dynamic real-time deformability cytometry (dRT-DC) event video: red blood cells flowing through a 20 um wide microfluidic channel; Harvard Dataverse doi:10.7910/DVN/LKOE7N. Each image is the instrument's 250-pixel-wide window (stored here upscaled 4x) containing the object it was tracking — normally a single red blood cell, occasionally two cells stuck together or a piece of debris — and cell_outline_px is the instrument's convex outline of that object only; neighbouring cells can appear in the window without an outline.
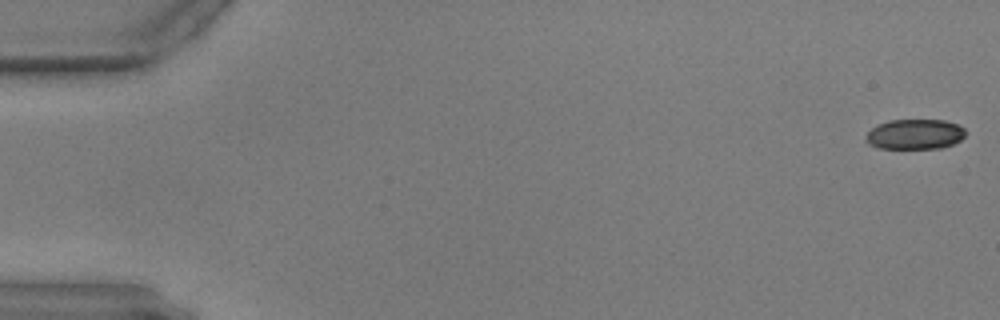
{"species": "common noctule bat (a hibernating species)", "species_latin": "Nyctalus noctula", "temperature_condition": "warm", "stored_images_in_passage": 45, "camera_frame_rate_fps": 3000, "um_per_image_px": 0.085, "animal": {"sex": "male", "body_mass_g": 17.9, "forearm_length_mm": 54.2}, "frame": {"image": 1, "passage_image": 1, "time_ms": 0.0, "image_size_px": [1000, 320], "cell_outline_px": [[964, 136], [960, 140], [952, 144], [940, 148], [876, 148], [868, 144], [864, 140], [864, 136], [876, 124], [888, 120], [944, 120], [960, 124], [964, 128]], "centroid_in_image_um": [77.72, 11.4], "position_along_channel_um": 7.3, "area_um2": 17.69}}
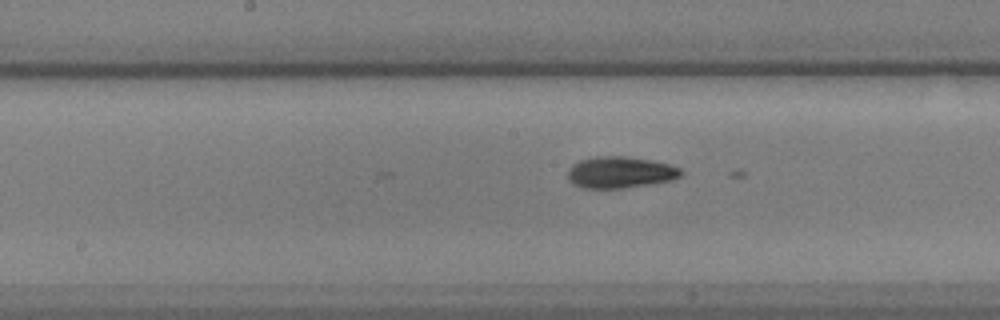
{"frame": {"image": 2, "passage_image": 30, "time_ms": 9.667, "image_size_px": [1000, 320], "cell_outline_px": [[684, 172], [680, 176], [672, 180], [624, 188], [580, 188], [572, 184], [568, 180], [568, 168], [572, 164], [580, 160], [596, 156], [628, 156], [668, 164], [680, 168]], "centroid_in_image_um": [52.67, 14.65], "position_along_channel_um": 195.5, "area_um2": 20.87}}
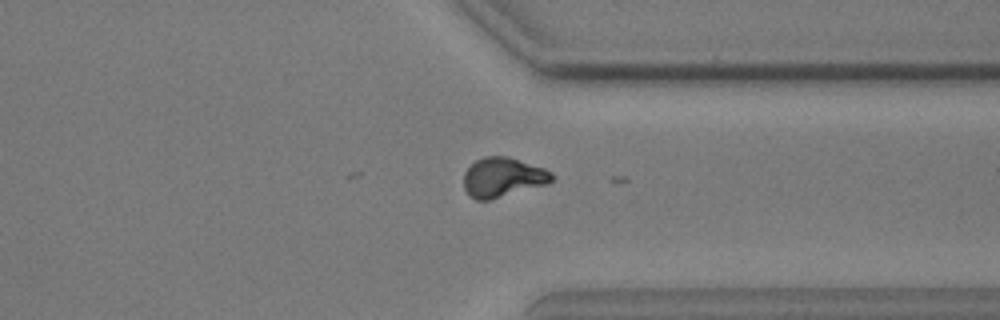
{"frame": {"image": 3, "passage_image": 45, "time_ms": 14.667, "image_size_px": [1000, 320], "cell_outline_px": [[556, 176], [548, 184], [488, 200], [476, 200], [468, 196], [464, 188], [464, 172], [476, 160], [484, 156], [508, 156], [544, 168], [552, 172]], "centroid_in_image_um": [42.74, 15.07], "position_along_channel_um": 368.7, "area_um2": 20.4}}